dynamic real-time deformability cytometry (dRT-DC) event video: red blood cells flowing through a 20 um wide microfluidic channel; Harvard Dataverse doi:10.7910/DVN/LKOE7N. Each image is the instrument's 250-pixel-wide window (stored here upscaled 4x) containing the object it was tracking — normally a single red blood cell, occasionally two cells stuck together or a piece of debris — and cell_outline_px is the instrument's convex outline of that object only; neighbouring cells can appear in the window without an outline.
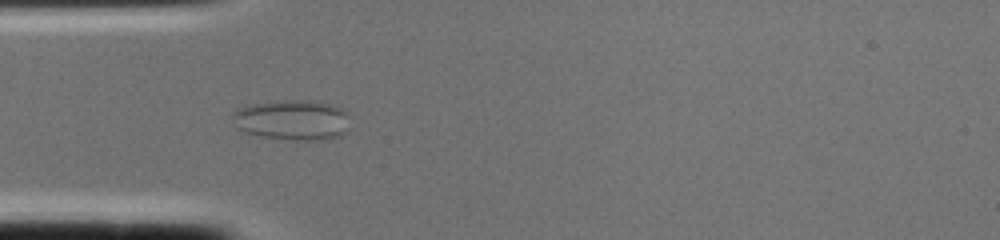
{"species": "common noctule bat (a hibernating species)", "species_latin": "Nyctalus noctula", "temperature_condition": "cold", "stored_images_in_passage": 2, "camera_frame_rate_fps": 3000, "um_per_image_px": 0.085, "animal": {"sex": "female", "body_mass_g": 22.0, "forearm_length_mm": 56.7}, "frame": {"image": 1, "passage_image": 2, "time_ms": 0.333, "image_size_px": [1000, 240], "cell_outline_px": [[348, 128], [340, 136], [324, 140], [292, 140], [260, 136], [244, 132], [236, 128], [232, 116], [232, 112], [236, 108], [248, 104], [272, 100], [308, 100], [332, 104], [348, 112]], "centroid_in_image_um": [24.81, 10.18], "position_along_channel_um": 60.2, "area_um2": 28.15}}